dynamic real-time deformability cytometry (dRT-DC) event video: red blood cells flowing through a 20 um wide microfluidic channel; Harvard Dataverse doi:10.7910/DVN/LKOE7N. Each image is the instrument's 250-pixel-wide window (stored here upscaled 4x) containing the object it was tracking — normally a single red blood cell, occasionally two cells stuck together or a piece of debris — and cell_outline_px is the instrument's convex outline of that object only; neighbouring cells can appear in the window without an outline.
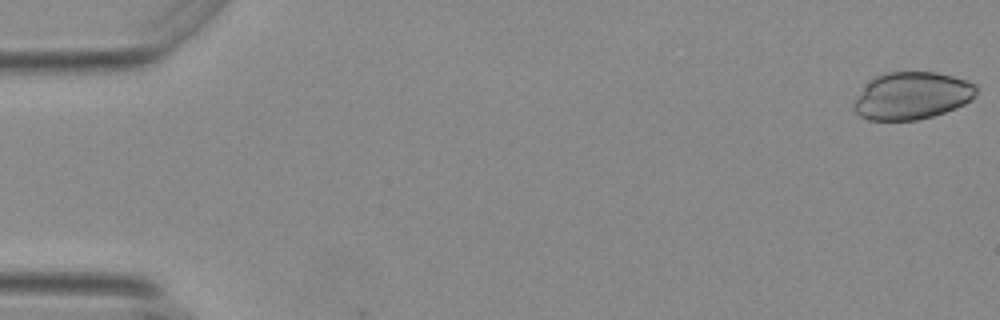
{"species": "Egyptian fruit bat (a non-hibernating species)", "species_latin": "Rousettus aegyptiacus", "temperature_condition": "warm", "stored_images_in_passage": 3, "camera_frame_rate_fps": 3000, "um_per_image_px": 0.085, "animal": {"sex": "female"}, "frame": {"image": 1, "passage_image": 1, "time_ms": 0.0, "image_size_px": [1000, 320], "cell_outline_px": [[976, 92], [972, 100], [956, 108], [932, 116], [916, 120], [868, 120], [860, 116], [852, 108], [852, 104], [860, 88], [872, 76], [884, 72], [936, 72], [968, 80], [976, 84]], "centroid_in_image_um": [77.46, 8.12], "position_along_channel_um": 7.5, "area_um2": 34.33}}